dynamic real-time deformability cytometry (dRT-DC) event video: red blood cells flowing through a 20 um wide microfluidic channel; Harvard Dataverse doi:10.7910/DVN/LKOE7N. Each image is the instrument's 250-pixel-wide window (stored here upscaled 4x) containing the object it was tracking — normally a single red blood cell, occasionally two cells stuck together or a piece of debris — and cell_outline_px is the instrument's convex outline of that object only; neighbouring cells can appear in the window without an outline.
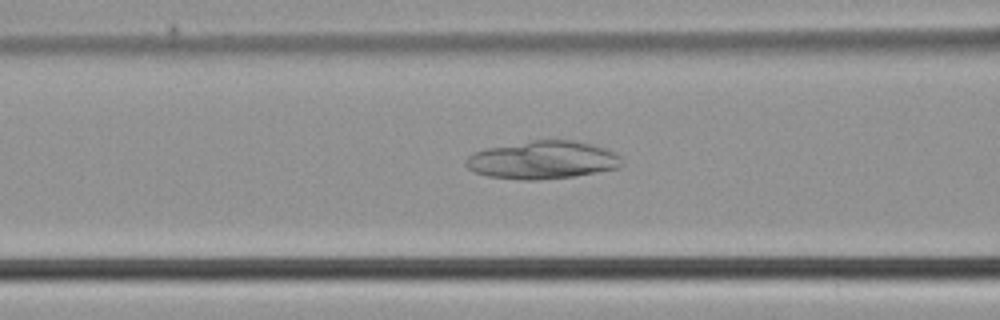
{"species": "common noctule bat (a hibernating species)", "species_latin": "Nyctalus noctula", "temperature_condition": "cold", "stored_images_in_passage": 49, "camera_frame_rate_fps": 3000, "um_per_image_px": 0.085, "animal": {"sex": "male", "body_mass_g": 21.5, "forearm_length_mm": 52.0}, "frame": {"image": 1, "passage_image": 20, "time_ms": 6.333, "image_size_px": [1000, 320], "cell_outline_px": [[624, 164], [620, 168], [572, 176], [540, 180], [520, 180], [488, 176], [476, 172], [468, 168], [464, 164], [464, 160], [472, 152], [484, 148], [532, 140], [572, 140], [592, 144], [616, 152], [624, 160]], "centroid_in_image_um": [46.12, 13.59], "position_along_channel_um": 120.5, "area_um2": 34.85}}
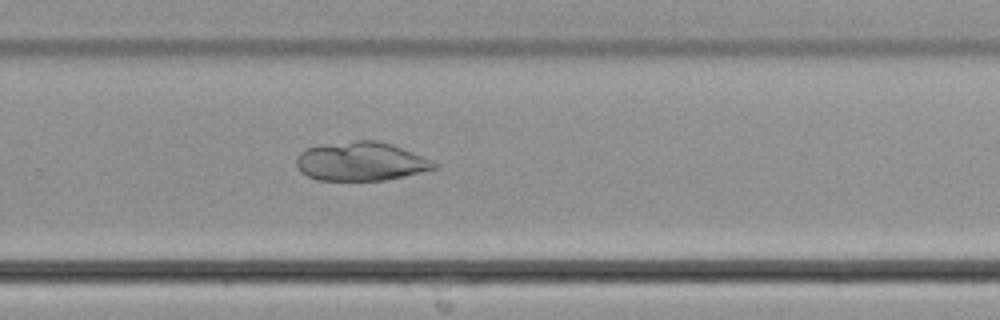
{"frame": {"image": 2, "passage_image": 33, "time_ms": 10.667, "image_size_px": [1000, 320], "cell_outline_px": [[436, 168], [404, 176], [384, 180], [316, 180], [300, 172], [296, 164], [296, 160], [300, 152], [308, 148], [356, 140], [376, 140], [392, 144], [432, 160], [436, 164]], "centroid_in_image_um": [30.67, 13.73], "position_along_channel_um": 299.1, "area_um2": 30.75}}
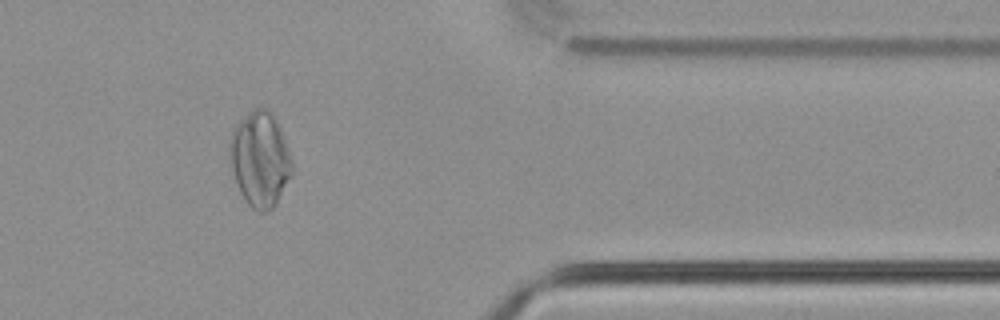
{"frame": {"image": 3, "passage_image": 41, "time_ms": 13.333, "image_size_px": [1000, 320], "cell_outline_px": [[292, 176], [276, 204], [272, 208], [264, 212], [256, 212], [248, 204], [240, 192], [236, 184], [228, 160], [228, 148], [232, 136], [240, 120], [252, 108], [260, 104], [268, 108], [272, 112], [280, 128], [288, 148], [292, 160]], "centroid_in_image_um": [22.1, 13.52], "position_along_channel_um": 389.3, "area_um2": 34.97}}